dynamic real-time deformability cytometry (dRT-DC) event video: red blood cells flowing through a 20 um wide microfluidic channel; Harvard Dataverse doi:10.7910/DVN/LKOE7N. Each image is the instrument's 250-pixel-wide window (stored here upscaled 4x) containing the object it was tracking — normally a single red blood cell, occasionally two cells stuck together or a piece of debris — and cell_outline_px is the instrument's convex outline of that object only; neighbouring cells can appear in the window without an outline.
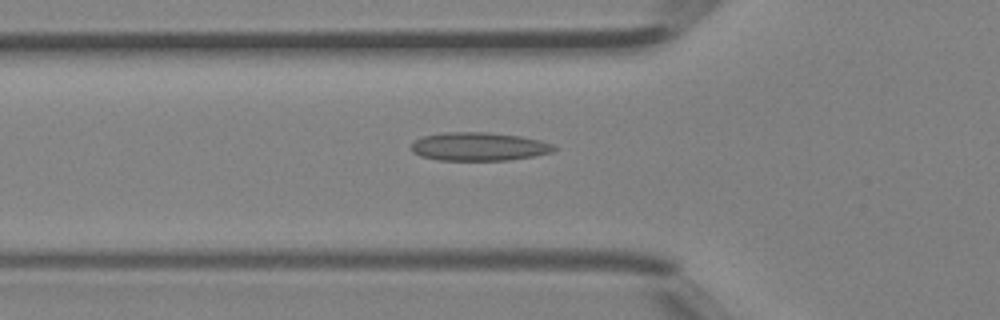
{"species": "Egyptian fruit bat (a non-hibernating species)", "species_latin": "Rousettus aegyptiacus", "temperature_condition": "room temperature", "stored_images_in_passage": 37, "camera_frame_rate_fps": 3000, "um_per_image_px": 0.085, "animal": {"sex": "female"}, "frame": {"image": 1, "passage_image": 10, "time_ms": 3.0, "image_size_px": [1000, 320], "cell_outline_px": [[556, 148], [552, 152], [536, 156], [508, 160], [440, 160], [420, 156], [412, 152], [412, 144], [416, 140], [424, 136], [444, 132], [488, 132], [520, 136], [540, 140], [552, 144]], "centroid_in_image_um": [40.72, 12.46], "position_along_channel_um": 85.1, "area_um2": 23.58}}
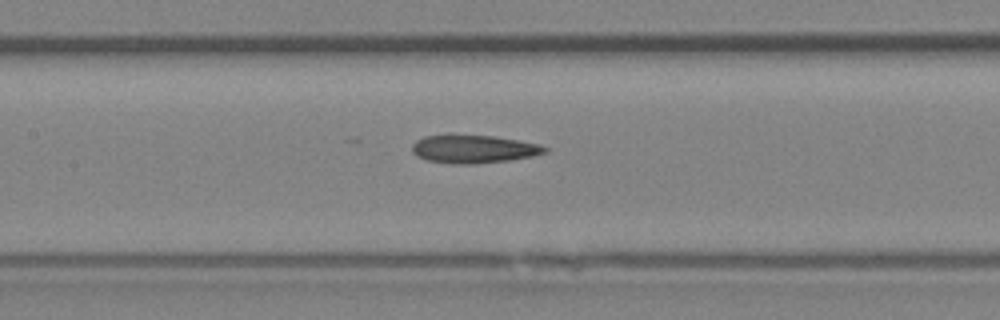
{"frame": {"image": 2, "passage_image": 15, "time_ms": 4.667, "image_size_px": [1000, 320], "cell_outline_px": [[548, 152], [532, 156], [512, 160], [476, 164], [452, 164], [428, 160], [416, 156], [412, 152], [412, 144], [416, 140], [424, 136], [448, 132], [492, 136], [520, 140], [540, 144], [548, 148]], "centroid_in_image_um": [40.23, 12.63], "position_along_channel_um": 167.2, "area_um2": 22.66}}
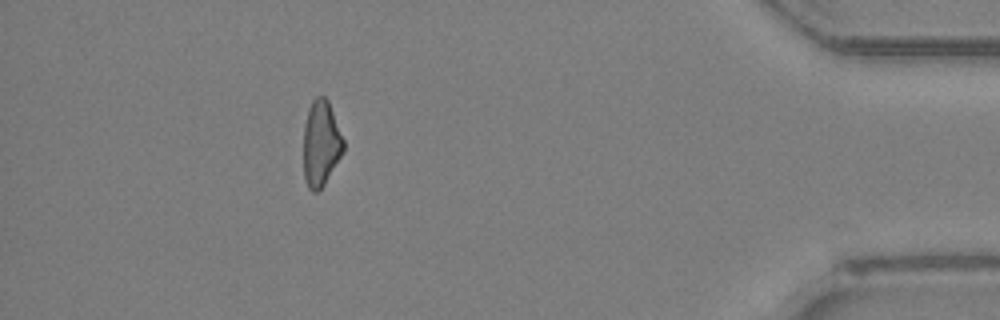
{"frame": {"image": 3, "passage_image": 33, "time_ms": 10.667, "image_size_px": [1000, 320], "cell_outline_px": [[344, 152], [324, 184], [316, 192], [312, 192], [308, 188], [304, 176], [304, 124], [308, 108], [312, 100], [316, 96], [324, 96], [328, 100], [344, 140]], "centroid_in_image_um": [27.28, 12.18], "position_along_channel_um": 407.9, "area_um2": 20.0}}